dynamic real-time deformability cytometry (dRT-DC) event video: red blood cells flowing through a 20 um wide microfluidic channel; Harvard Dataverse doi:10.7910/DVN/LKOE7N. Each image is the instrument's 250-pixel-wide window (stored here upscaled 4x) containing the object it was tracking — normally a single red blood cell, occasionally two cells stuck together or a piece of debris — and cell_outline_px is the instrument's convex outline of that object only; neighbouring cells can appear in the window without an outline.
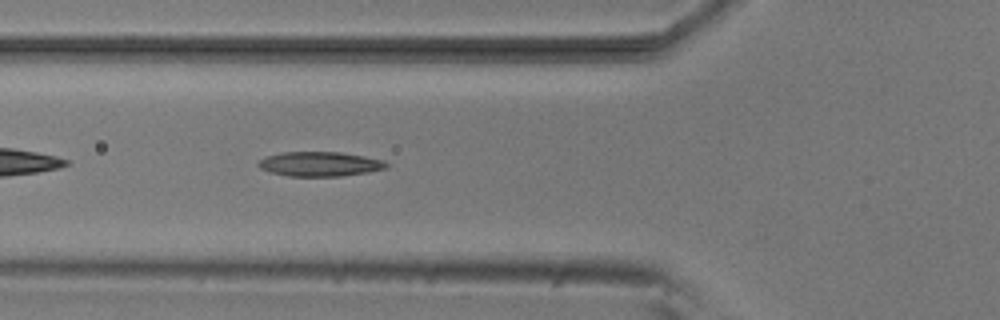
{"species": "common noctule bat (a hibernating species)", "species_latin": "Nyctalus noctula", "temperature_condition": "room temperature", "stored_images_in_passage": 38, "camera_frame_rate_fps": 3000, "um_per_image_px": 0.085, "animal": {"sex": "male", "body_mass_g": 20.5, "forearm_length_mm": 52.5}, "frame": {"image": 1, "passage_image": 5, "time_ms": 1.333, "image_size_px": [1000, 320], "cell_outline_px": [[388, 168], [368, 172], [340, 176], [288, 176], [268, 172], [260, 168], [256, 164], [264, 156], [284, 152], [340, 152], [364, 156], [384, 160], [388, 164]], "centroid_in_image_um": [27.17, 13.94], "position_along_channel_um": 98.6, "area_um2": 18.44}}
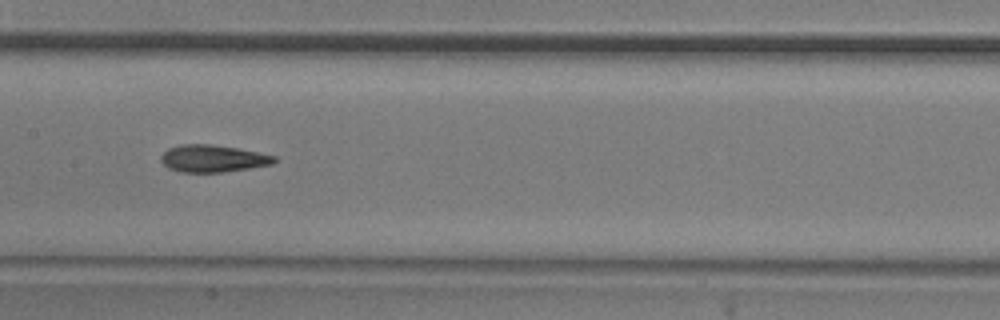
{"frame": {"image": 2, "passage_image": 12, "time_ms": 3.667, "image_size_px": [1000, 320], "cell_outline_px": [[276, 160], [272, 164], [248, 168], [220, 172], [180, 172], [168, 168], [160, 160], [160, 156], [168, 148], [180, 144], [212, 144], [236, 148], [276, 156]], "centroid_in_image_um": [18.04, 13.47], "position_along_channel_um": 189.4, "area_um2": 17.8}}
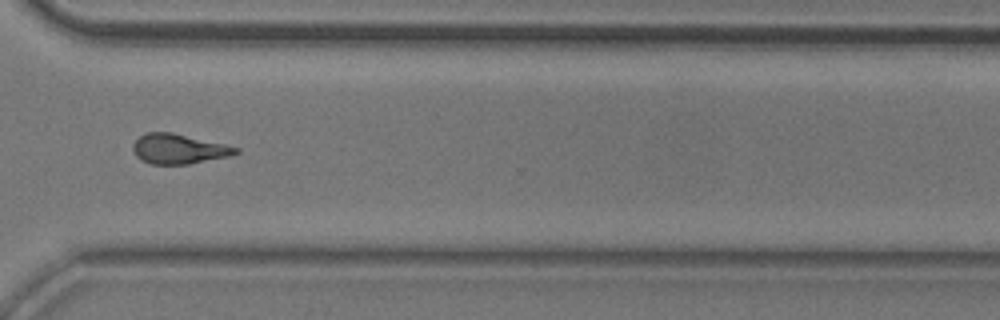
{"frame": {"image": 3, "passage_image": 25, "time_ms": 8.0, "image_size_px": [1000, 320], "cell_outline_px": [[240, 152], [228, 156], [188, 164], [152, 164], [140, 160], [136, 156], [132, 148], [132, 144], [140, 136], [148, 132], [172, 132], [224, 144], [240, 148]], "centroid_in_image_um": [15.17, 12.65], "position_along_channel_um": 355.4, "area_um2": 17.8}}